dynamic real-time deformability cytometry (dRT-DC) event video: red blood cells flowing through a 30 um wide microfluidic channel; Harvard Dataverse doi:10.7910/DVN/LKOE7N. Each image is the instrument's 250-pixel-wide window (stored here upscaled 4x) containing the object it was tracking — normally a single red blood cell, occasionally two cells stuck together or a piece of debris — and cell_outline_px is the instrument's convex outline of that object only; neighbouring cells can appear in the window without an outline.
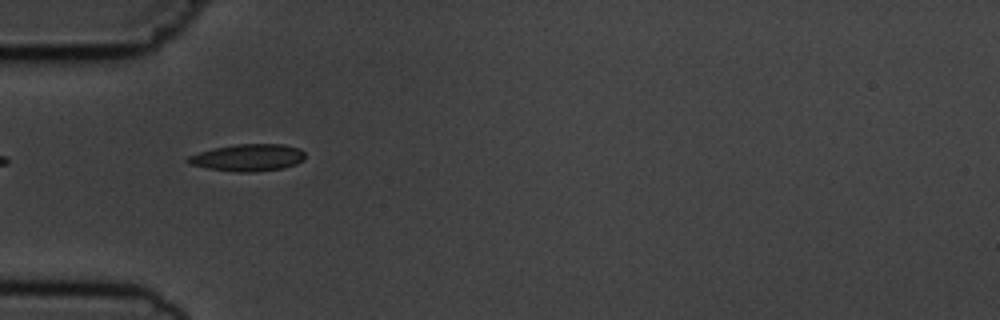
{"species": "common noctule bat (a hibernating species)", "species_latin": "Nyctalus noctula", "temperature_condition": "cold", "stored_images_in_passage": 5, "camera_frame_rate_fps": 3000, "um_per_image_px": 0.085, "animal": {"sex": "male", "body_mass_g": 19.5, "forearm_length_mm": 54.6}, "frame": {"image": 1, "passage_image": 1, "time_ms": 0.0, "image_size_px": [1000, 320], "cell_outline_px": [[304, 160], [296, 164], [284, 168], [252, 172], [240, 172], [208, 168], [188, 164], [184, 160], [188, 156], [212, 148], [236, 144], [284, 144], [300, 148], [304, 152]], "centroid_in_image_um": [21.07, 13.39], "position_along_channel_um": 63.9, "area_um2": 18.55}}
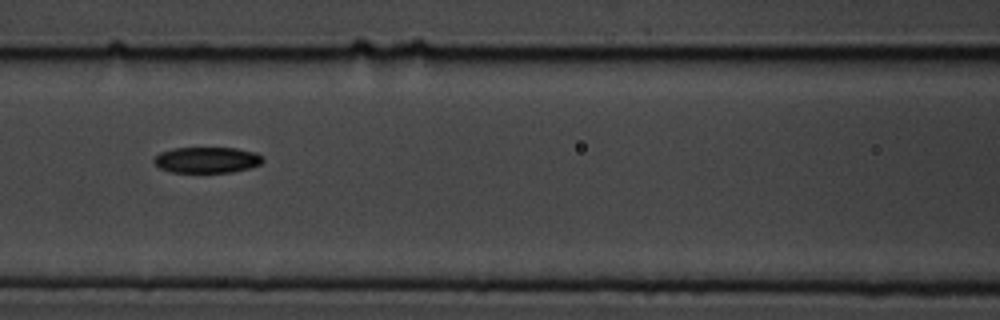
{"frame": {"image": 2, "passage_image": 3, "time_ms": 2.333, "image_size_px": [1000, 320], "cell_outline_px": [[264, 160], [260, 164], [248, 168], [232, 172], [172, 172], [160, 168], [152, 160], [160, 152], [172, 148], [236, 148], [256, 152]], "centroid_in_image_um": [17.57, 13.59], "position_along_channel_um": 149.0, "area_um2": 16.36}}
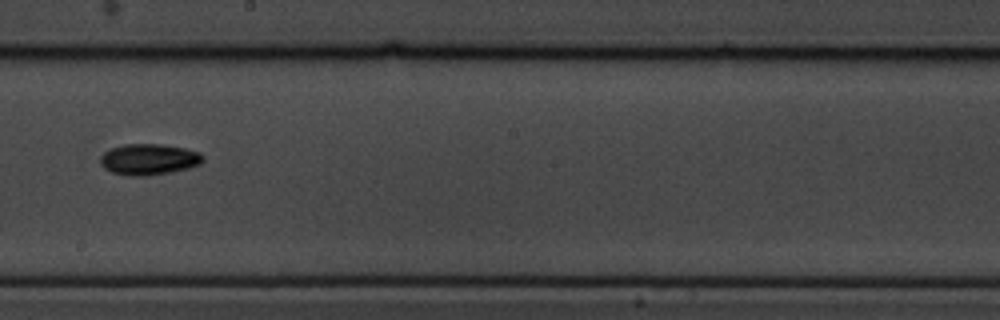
{"frame": {"image": 3, "passage_image": 5, "time_ms": 4.667, "image_size_px": [1000, 320], "cell_outline_px": [[204, 160], [200, 164], [188, 168], [148, 176], [128, 176], [112, 172], [104, 168], [100, 164], [100, 156], [104, 152], [112, 148], [124, 144], [160, 144], [184, 148], [200, 152], [204, 156]], "centroid_in_image_um": [12.64, 13.54], "position_along_channel_um": 235.6, "area_um2": 18.61}}